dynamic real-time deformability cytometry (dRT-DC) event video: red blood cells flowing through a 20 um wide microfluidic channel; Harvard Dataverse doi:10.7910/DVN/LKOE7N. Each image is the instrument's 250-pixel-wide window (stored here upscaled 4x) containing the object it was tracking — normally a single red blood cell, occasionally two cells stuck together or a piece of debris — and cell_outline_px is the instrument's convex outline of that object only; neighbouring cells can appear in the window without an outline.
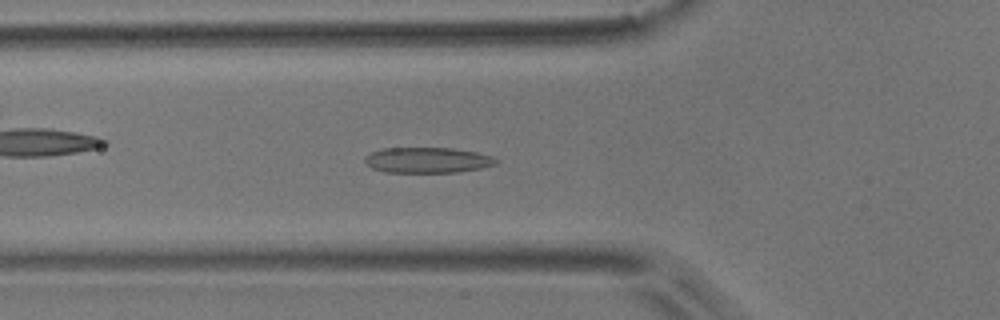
{"species": "common noctule bat (a hibernating species)", "species_latin": "Nyctalus noctula", "temperature_condition": "room temperature", "stored_images_in_passage": 53, "camera_frame_rate_fps": 3000, "um_per_image_px": 0.085, "animal": {"sex": "male", "body_mass_g": 17.9}, "frame": {"image": 1, "passage_image": 18, "time_ms": 5.667, "image_size_px": [1000, 320], "cell_outline_px": [[500, 160], [496, 164], [480, 168], [460, 172], [384, 172], [372, 168], [364, 164], [364, 156], [380, 148], [452, 148], [476, 152], [492, 156]], "centroid_in_image_um": [36.31, 13.61], "position_along_channel_um": 89.5, "area_um2": 19.71}}
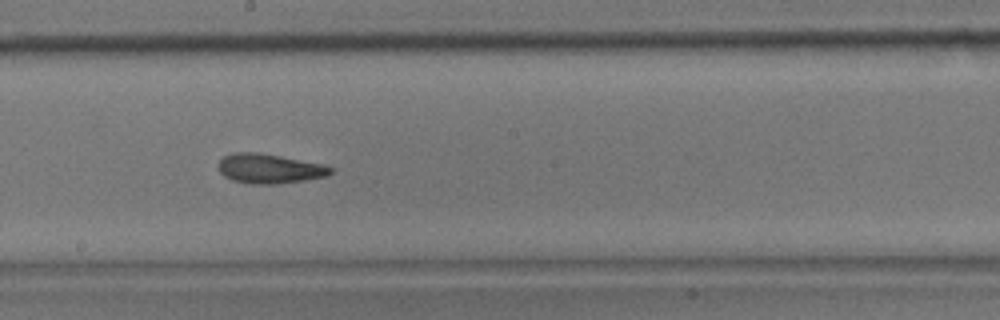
{"frame": {"image": 2, "passage_image": 29, "time_ms": 9.333, "image_size_px": [1000, 320], "cell_outline_px": [[332, 172], [328, 176], [304, 180], [276, 184], [252, 184], [232, 180], [224, 176], [220, 172], [216, 164], [224, 156], [232, 152], [260, 152], [320, 164], [332, 168]], "centroid_in_image_um": [22.84, 14.33], "position_along_channel_um": 225.4, "area_um2": 19.31}}
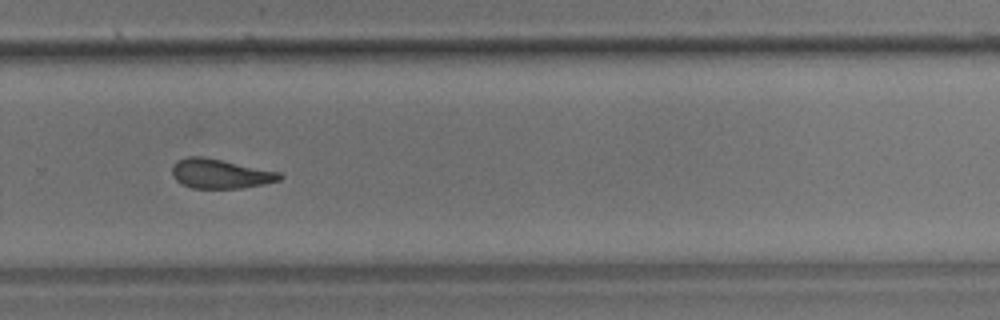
{"frame": {"image": 3, "passage_image": 36, "time_ms": 11.667, "image_size_px": [1000, 320], "cell_outline_px": [[284, 176], [280, 180], [264, 184], [244, 188], [192, 188], [180, 184], [172, 176], [172, 164], [176, 160], [188, 156], [204, 156], [280, 172]], "centroid_in_image_um": [18.7, 14.76], "position_along_channel_um": 311.1, "area_um2": 18.73}, "authors_computed_cell_mechanics": {"area_um2": 19.1896, "velocity_mm_per_s": 3.6871, "shape_relaxation_time_tau1_ms": 7.5004, "shape_relaxation_time_tau2_ms": 3.0485, "deformation_change_tau1": 0.1702, "deformation_change_tau2": 0.1146}}